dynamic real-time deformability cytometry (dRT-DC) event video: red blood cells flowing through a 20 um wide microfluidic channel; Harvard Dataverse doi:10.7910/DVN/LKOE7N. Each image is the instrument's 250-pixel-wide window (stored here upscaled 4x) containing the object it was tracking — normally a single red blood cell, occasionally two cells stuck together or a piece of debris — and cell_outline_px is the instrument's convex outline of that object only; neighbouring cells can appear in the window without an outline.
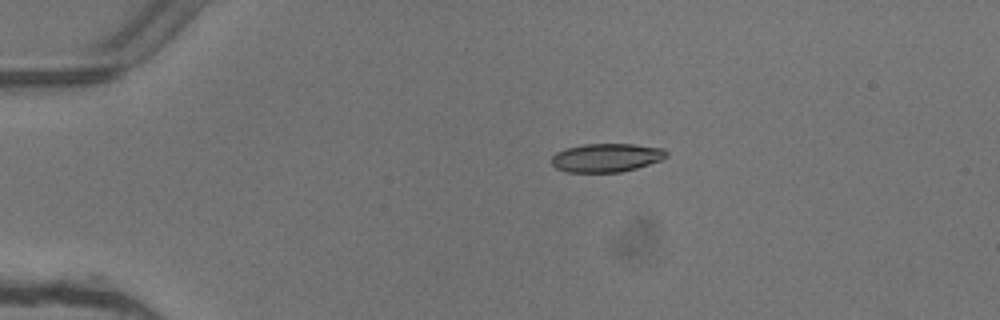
{"species": "common noctule bat (a hibernating species)", "species_latin": "Nyctalus noctula", "temperature_condition": "warm", "stored_images_in_passage": 3, "camera_frame_rate_fps": 3000, "um_per_image_px": 0.085, "animal": {"sex": "female"}, "frame": {"image": 1, "passage_image": 1, "time_ms": 0.0, "image_size_px": [1000, 320], "cell_outline_px": [[668, 156], [660, 160], [636, 168], [620, 172], [568, 172], [556, 168], [552, 164], [552, 156], [556, 152], [564, 148], [584, 144], [632, 144], [664, 148], [668, 152]], "centroid_in_image_um": [51.54, 13.39], "position_along_channel_um": 33.5, "area_um2": 19.13}}
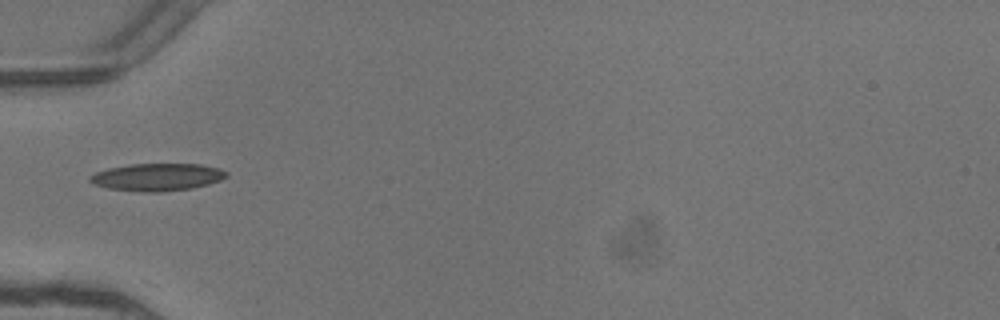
{"frame": {"image": 2, "passage_image": 3, "time_ms": 0.667, "image_size_px": [1000, 320], "cell_outline_px": [[228, 176], [220, 180], [208, 184], [192, 188], [160, 192], [148, 192], [108, 188], [92, 184], [88, 180], [88, 176], [96, 172], [108, 168], [132, 164], [200, 164], [220, 168], [228, 172]], "centroid_in_image_um": [13.36, 15.05], "position_along_channel_um": 71.6, "area_um2": 21.85}}